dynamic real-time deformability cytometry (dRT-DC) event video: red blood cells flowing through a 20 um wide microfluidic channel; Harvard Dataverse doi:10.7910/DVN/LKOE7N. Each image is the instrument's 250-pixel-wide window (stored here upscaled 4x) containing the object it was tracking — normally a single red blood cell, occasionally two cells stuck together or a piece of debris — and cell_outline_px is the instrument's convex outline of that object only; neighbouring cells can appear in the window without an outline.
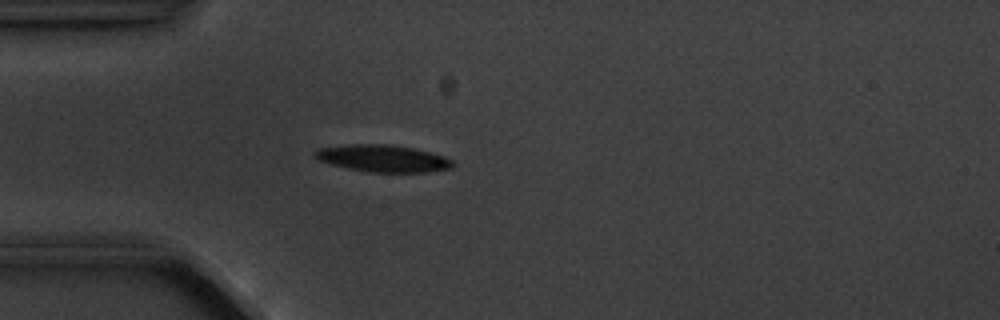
{"species": "common noctule bat (a hibernating species)", "species_latin": "Nyctalus noctula", "temperature_condition": "cold", "stored_images_in_passage": 5, "camera_frame_rate_fps": 3000, "um_per_image_px": 0.085, "animal": {"sex": "male", "body_mass_g": 20.1, "forearm_length_mm": 53.5}, "frame": {"image": 1, "passage_image": 5, "time_ms": 4.667, "image_size_px": [1000, 320], "cell_outline_px": [[456, 164], [452, 168], [424, 172], [368, 172], [348, 168], [332, 164], [320, 160], [312, 156], [312, 152], [320, 148], [352, 144], [392, 144], [416, 148], [444, 156], [452, 160]], "centroid_in_image_um": [32.57, 13.45], "position_along_channel_um": 52.4, "area_um2": 21.79}}